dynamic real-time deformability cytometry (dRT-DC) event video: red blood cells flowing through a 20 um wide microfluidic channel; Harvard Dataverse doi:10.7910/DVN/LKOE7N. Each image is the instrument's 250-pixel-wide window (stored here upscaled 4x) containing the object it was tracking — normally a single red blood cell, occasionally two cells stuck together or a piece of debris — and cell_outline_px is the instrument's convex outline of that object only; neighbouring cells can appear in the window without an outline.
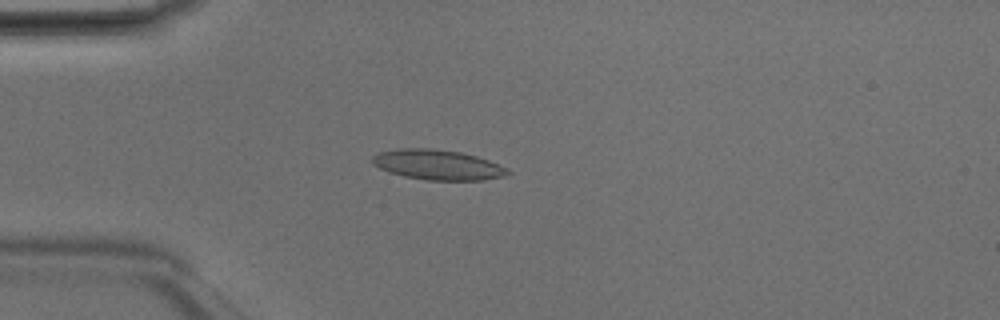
{"species": "Egyptian fruit bat (a non-hibernating species)", "species_latin": "Rousettus aegyptiacus", "temperature_condition": "room temperature", "stored_images_in_passage": 45, "camera_frame_rate_fps": 3000, "um_per_image_px": 0.085, "animal": {"sex": "male"}, "frame": {"image": 1, "passage_image": 10, "time_ms": 3.0, "image_size_px": [1000, 320], "cell_outline_px": [[512, 172], [504, 176], [484, 180], [428, 180], [404, 176], [388, 172], [372, 164], [372, 156], [376, 152], [400, 148], [428, 148], [460, 152], [476, 156], [488, 160], [508, 168]], "centroid_in_image_um": [37.18, 14.0], "position_along_channel_um": 47.8, "area_um2": 23.81}}
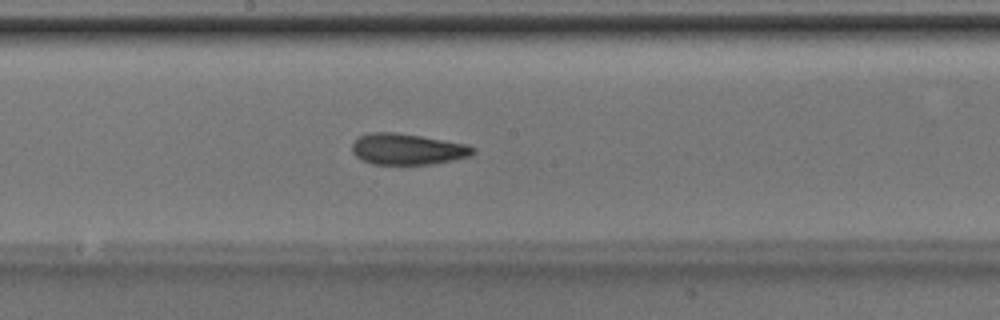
{"frame": {"image": 2, "passage_image": 23, "time_ms": 7.333, "image_size_px": [1000, 320], "cell_outline_px": [[476, 152], [468, 156], [452, 160], [432, 164], [372, 164], [356, 156], [352, 152], [352, 144], [360, 136], [368, 132], [396, 132], [468, 144], [476, 148]], "centroid_in_image_um": [34.64, 12.67], "position_along_channel_um": 213.6, "area_um2": 21.85}}
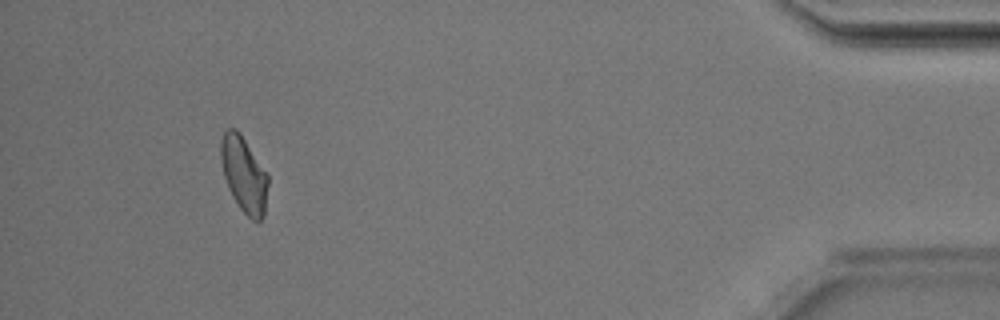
{"frame": {"image": 3, "passage_image": 42, "time_ms": 13.667, "image_size_px": [1000, 320], "cell_outline_px": [[268, 184], [264, 216], [256, 224], [240, 208], [232, 196], [228, 188], [224, 176], [220, 160], [220, 140], [224, 132], [228, 128], [236, 128], [240, 132], [268, 176]], "centroid_in_image_um": [20.71, 14.83], "position_along_channel_um": 414.5, "area_um2": 20.81}, "authors_computed_cell_mechanics": {"area_um2": 21.8484, "velocity_mm_per_s": 4.1877, "shape_relaxation_time_tau1_ms": 3.0682, "shape_relaxation_time_tau2_ms": 1.6797, "deformation_change_tau1": 0.133, "deformation_change_tau2": 0.0952}}